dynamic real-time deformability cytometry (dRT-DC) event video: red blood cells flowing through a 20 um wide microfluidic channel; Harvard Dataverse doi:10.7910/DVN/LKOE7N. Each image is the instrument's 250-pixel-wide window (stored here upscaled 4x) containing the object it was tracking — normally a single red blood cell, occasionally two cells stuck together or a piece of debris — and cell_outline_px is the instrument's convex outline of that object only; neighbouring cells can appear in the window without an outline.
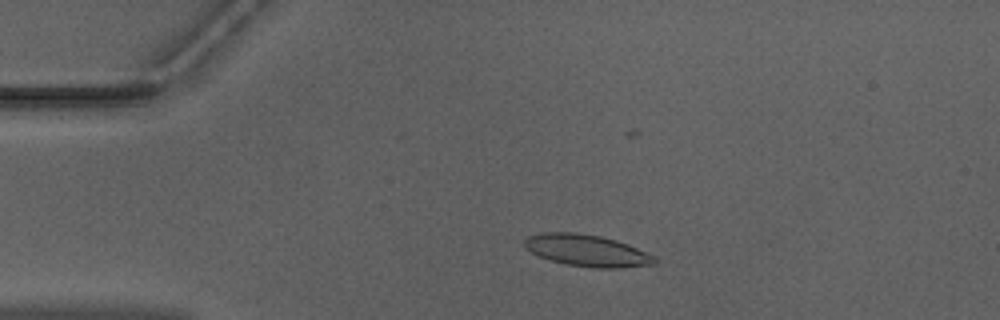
{"species": "Egyptian fruit bat (a non-hibernating species)", "species_latin": "Rousettus aegyptiacus", "temperature_condition": "warm", "stored_images_in_passage": 52, "camera_frame_rate_fps": 3000, "um_per_image_px": 0.085, "animal": {"sex": "male"}, "frame": {"image": 1, "passage_image": 10, "time_ms": 3.0, "image_size_px": [1000, 320], "cell_outline_px": [[656, 264], [620, 268], [596, 268], [568, 264], [548, 260], [524, 248], [524, 240], [528, 236], [544, 232], [576, 232], [600, 236], [616, 240], [628, 244], [652, 256], [656, 260]], "centroid_in_image_um": [49.85, 21.29], "position_along_channel_um": 35.2, "area_um2": 23.93}}
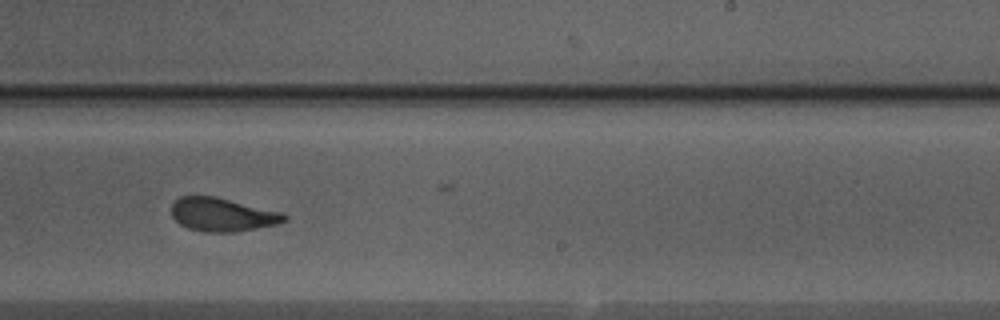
{"frame": {"image": 2, "passage_image": 31, "time_ms": 10.0, "image_size_px": [1000, 320], "cell_outline_px": [[288, 220], [276, 224], [236, 232], [204, 232], [188, 228], [180, 224], [172, 216], [172, 204], [180, 196], [216, 196], [280, 212], [288, 216]], "centroid_in_image_um": [18.89, 18.24], "position_along_channel_um": 270.1, "area_um2": 21.91}}
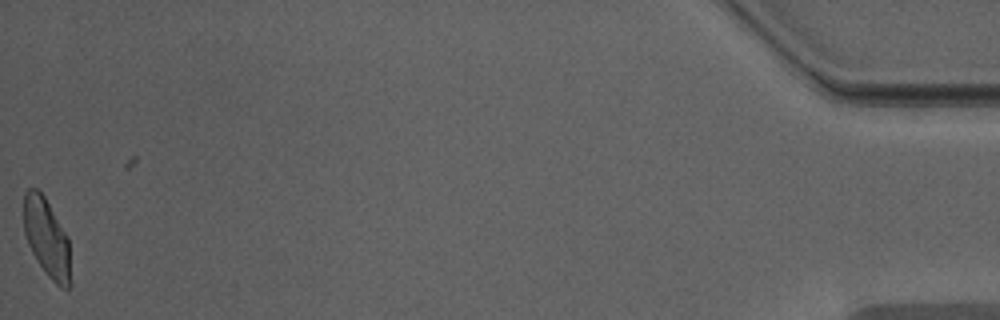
{"frame": {"image": 3, "passage_image": 51, "time_ms": 16.667, "image_size_px": [1000, 320], "cell_outline_px": [[72, 284], [68, 288], [60, 288], [48, 276], [32, 252], [28, 244], [24, 232], [24, 192], [28, 188], [36, 188], [44, 196], [68, 236], [72, 280]], "centroid_in_image_um": [4.0, 20.25], "position_along_channel_um": 431.2, "area_um2": 21.56}, "authors_computed_cell_mechanics": {"area_um2": 22.4842, "velocity_mm_per_s": 3.9477, "shape_relaxation_time_tau1_ms": 5.1938, "shape_relaxation_time_tau2_ms": 1.6335, "deformation_change_tau1": 0.1673, "deformation_change_tau2": 0.0847}}